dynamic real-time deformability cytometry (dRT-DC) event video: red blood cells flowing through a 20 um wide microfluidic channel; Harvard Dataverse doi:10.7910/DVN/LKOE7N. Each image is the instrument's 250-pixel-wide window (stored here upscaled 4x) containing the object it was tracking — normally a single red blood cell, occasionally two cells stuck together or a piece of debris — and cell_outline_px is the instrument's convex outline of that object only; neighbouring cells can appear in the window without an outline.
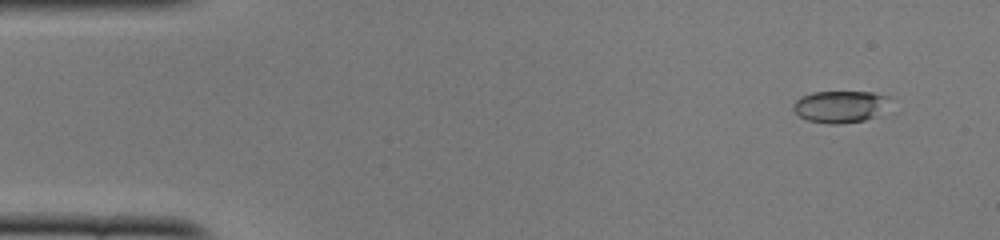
{"species": "common noctule bat (a hibernating species)", "species_latin": "Nyctalus noctula", "temperature_condition": "cold", "stored_images_in_passage": 51, "camera_frame_rate_fps": 3000, "um_per_image_px": 0.085, "animal": {"sex": "female", "body_mass_g": 22.0, "forearm_length_mm": 56.7}, "frame": {"image": 1, "passage_image": 4, "time_ms": 1.0, "image_size_px": [1000, 240], "cell_outline_px": [[888, 96], [884, 112], [876, 116], [864, 120], [840, 124], [828, 124], [808, 120], [800, 116], [792, 108], [792, 104], [800, 96], [812, 92], [872, 92]], "centroid_in_image_um": [71.38, 9.06], "position_along_channel_um": 13.6, "area_um2": 17.98}}
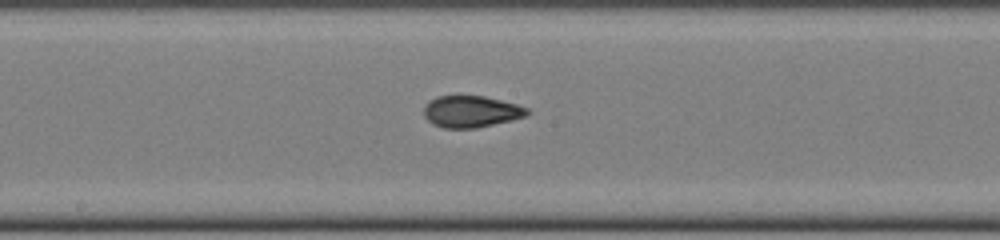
{"frame": {"image": 2, "passage_image": 27, "time_ms": 8.667, "image_size_px": [1000, 240], "cell_outline_px": [[532, 112], [528, 116], [512, 120], [476, 128], [444, 128], [432, 124], [424, 116], [424, 104], [428, 100], [436, 96], [484, 96], [516, 104], [528, 108]], "centroid_in_image_um": [40.04, 9.48], "position_along_channel_um": 208.2, "area_um2": 19.25}}
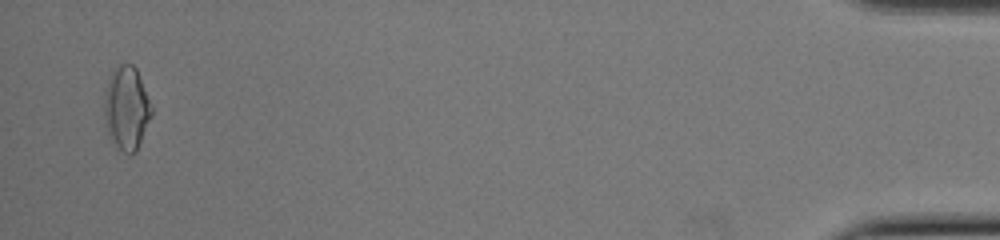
{"frame": {"image": 3, "passage_image": 50, "time_ms": 16.333, "image_size_px": [1000, 240], "cell_outline_px": [[152, 116], [136, 152], [124, 152], [108, 136], [104, 124], [104, 92], [108, 80], [112, 72], [120, 64], [132, 64], [136, 68], [152, 104]], "centroid_in_image_um": [10.75, 9.18], "position_along_channel_um": 424.4, "area_um2": 23.06}, "authors_computed_cell_mechanics": {"area_um2": 18.9006, "velocity_mm_per_s": 3.9279, "shape_relaxation_time_tau1_ms": null, "shape_relaxation_time_tau2_ms": 1.4719, "deformation_change_tau1": null, "deformation_change_tau2": 0.0697}}